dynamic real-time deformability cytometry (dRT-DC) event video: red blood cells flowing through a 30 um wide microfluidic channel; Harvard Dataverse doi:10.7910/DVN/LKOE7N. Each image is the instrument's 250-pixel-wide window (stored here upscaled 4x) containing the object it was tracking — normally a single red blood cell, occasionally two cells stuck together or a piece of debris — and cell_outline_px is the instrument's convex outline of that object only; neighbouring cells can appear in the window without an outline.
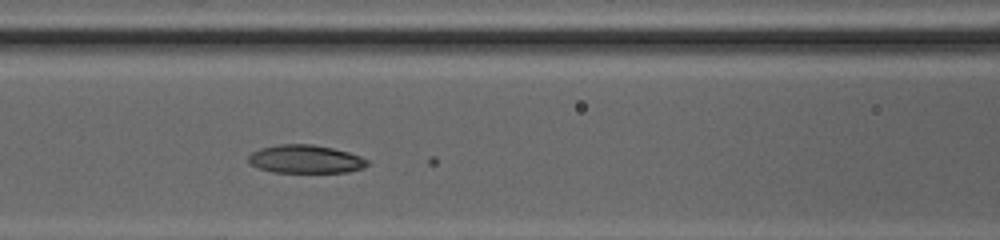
{"species": "common noctule bat (a hibernating species)", "species_latin": "Nyctalus noctula", "temperature_condition": "cold", "stored_images_in_passage": 35, "camera_frame_rate_fps": 3000, "um_per_image_px": 0.085, "animal": {"sex": "female", "body_mass_g": 20.0, "forearm_length_mm": 54.0}, "frame": {"image": 1, "passage_image": 13, "time_ms": 4.0, "image_size_px": [1000, 240], "cell_outline_px": [[368, 164], [364, 168], [348, 172], [272, 172], [256, 168], [248, 164], [248, 156], [252, 152], [260, 148], [276, 144], [312, 144], [332, 148], [348, 152], [360, 156], [368, 160]], "centroid_in_image_um": [25.92, 13.53], "position_along_channel_um": 140.7, "area_um2": 19.77}}
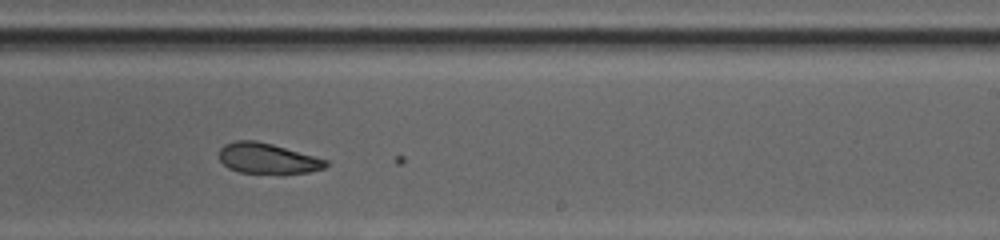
{"frame": {"image": 2, "passage_image": 22, "time_ms": 7.0, "image_size_px": [1000, 240], "cell_outline_px": [[328, 164], [324, 168], [308, 172], [236, 172], [228, 168], [220, 160], [220, 148], [224, 144], [236, 140], [256, 140], [272, 144], [328, 160]], "centroid_in_image_um": [22.7, 13.44], "position_along_channel_um": 266.3, "area_um2": 18.55}}
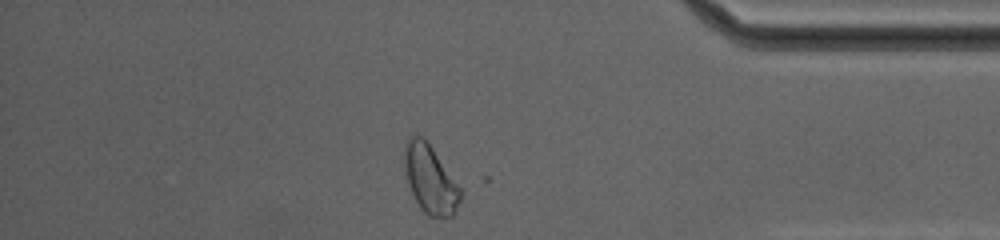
{"frame": {"image": 3, "passage_image": 33, "time_ms": 10.667, "image_size_px": [1000, 240], "cell_outline_px": [[464, 192], [452, 216], [428, 216], [420, 208], [408, 184], [404, 168], [404, 144], [408, 136], [416, 132], [424, 136], [428, 140], [464, 188]], "centroid_in_image_um": [36.6, 15.13], "position_along_channel_um": 398.6, "area_um2": 23.29}}